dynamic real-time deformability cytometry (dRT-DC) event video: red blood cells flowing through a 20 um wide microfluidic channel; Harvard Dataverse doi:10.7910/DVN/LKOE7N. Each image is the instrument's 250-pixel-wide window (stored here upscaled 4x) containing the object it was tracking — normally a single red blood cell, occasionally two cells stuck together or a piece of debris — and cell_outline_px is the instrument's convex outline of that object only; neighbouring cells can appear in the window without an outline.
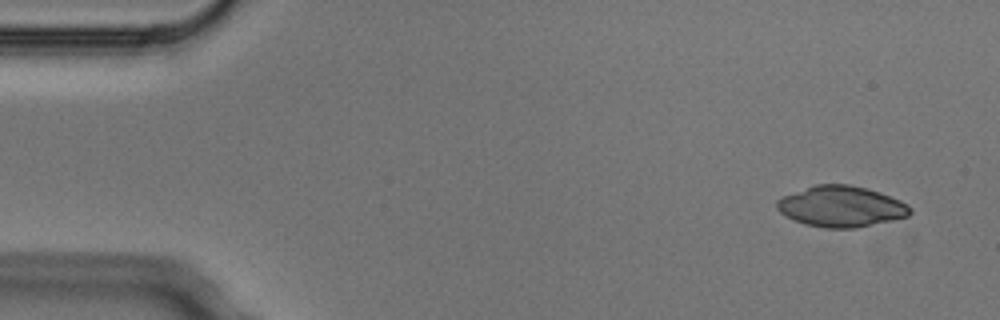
{"species": "Egyptian fruit bat (a non-hibernating species)", "species_latin": "Rousettus aegyptiacus", "temperature_condition": "cold", "stored_images_in_passage": 3, "camera_frame_rate_fps": 3000, "um_per_image_px": 0.085, "animal": {"sex": "male"}, "frame": {"image": 1, "passage_image": 1, "time_ms": 0.0, "image_size_px": [1000, 320], "cell_outline_px": [[912, 212], [908, 216], [892, 220], [856, 228], [824, 228], [804, 224], [780, 212], [776, 208], [776, 200], [784, 196], [816, 184], [848, 184], [868, 188], [880, 192], [900, 200], [908, 204], [912, 208]], "centroid_in_image_um": [71.53, 17.55], "position_along_channel_um": 13.5, "area_um2": 31.67}}